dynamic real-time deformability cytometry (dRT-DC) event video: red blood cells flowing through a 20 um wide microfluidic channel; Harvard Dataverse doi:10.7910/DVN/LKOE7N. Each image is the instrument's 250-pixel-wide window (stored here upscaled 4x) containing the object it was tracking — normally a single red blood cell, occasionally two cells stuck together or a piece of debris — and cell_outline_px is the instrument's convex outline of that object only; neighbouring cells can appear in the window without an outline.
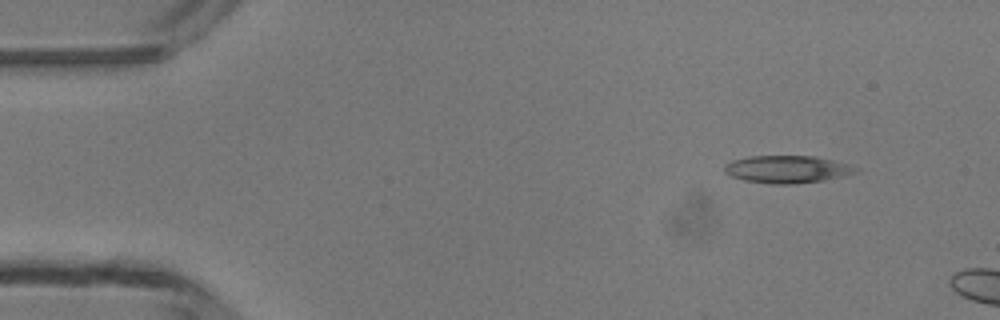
{"species": "common noctule bat (a hibernating species)", "species_latin": "Nyctalus noctula", "temperature_condition": "room temperature", "stored_images_in_passage": 4, "camera_frame_rate_fps": 3000, "um_per_image_px": 0.085, "animal": {"sex": "male", "body_mass_g": 13.3}, "frame": {"image": 1, "passage_image": 1, "time_ms": 0.0, "image_size_px": [1000, 320], "cell_outline_px": [[860, 172], [844, 176], [824, 180], [792, 184], [772, 184], [744, 180], [732, 176], [724, 172], [724, 164], [732, 160], [748, 156], [812, 156], [832, 160], [848, 164], [860, 168]], "centroid_in_image_um": [66.92, 14.39], "position_along_channel_um": 18.1, "area_um2": 21.1}}